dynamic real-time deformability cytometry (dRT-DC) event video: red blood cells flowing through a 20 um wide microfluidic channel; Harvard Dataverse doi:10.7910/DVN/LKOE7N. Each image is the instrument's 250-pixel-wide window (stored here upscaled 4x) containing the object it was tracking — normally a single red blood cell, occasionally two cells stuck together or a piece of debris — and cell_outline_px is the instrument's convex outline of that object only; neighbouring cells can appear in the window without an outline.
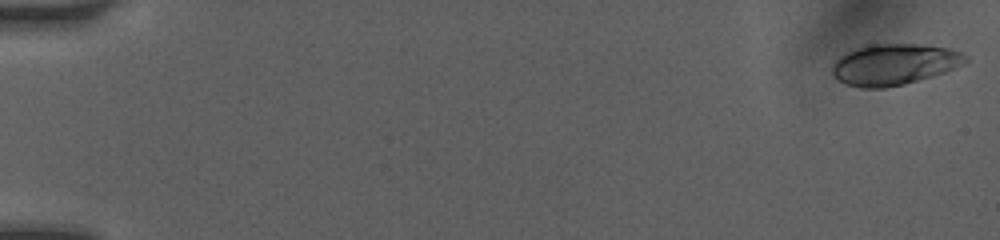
{"species": "human", "species_latin": "Homo sapiens", "temperature_condition": "room temperature", "stored_images_in_passage": 50, "camera_frame_rate_fps": 3000, "um_per_image_px": 0.085, "donor": {"sex": "female"}, "frame": {"image": 1, "passage_image": 1, "time_ms": 0.0, "image_size_px": [1000, 240], "cell_outline_px": [[968, 60], [964, 64], [944, 72], [904, 84], [884, 88], [860, 88], [844, 84], [836, 80], [832, 76], [832, 64], [840, 56], [856, 48], [872, 44], [916, 44], [948, 48], [960, 52], [968, 56]], "centroid_in_image_um": [75.96, 5.48], "position_along_channel_um": 9.0, "area_um2": 31.91}}
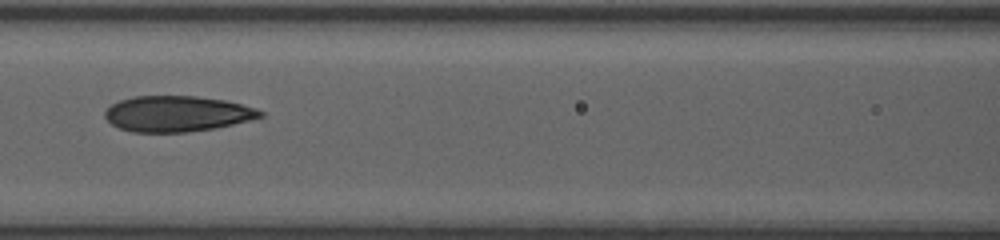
{"frame": {"image": 2, "passage_image": 24, "time_ms": 7.667, "image_size_px": [1000, 240], "cell_outline_px": [[264, 116], [232, 124], [212, 128], [184, 132], [132, 132], [120, 128], [112, 124], [104, 116], [104, 112], [112, 104], [120, 100], [132, 96], [196, 96], [224, 100], [256, 108], [264, 112]], "centroid_in_image_um": [15.02, 9.66], "position_along_channel_um": 151.6, "area_um2": 32.08}}
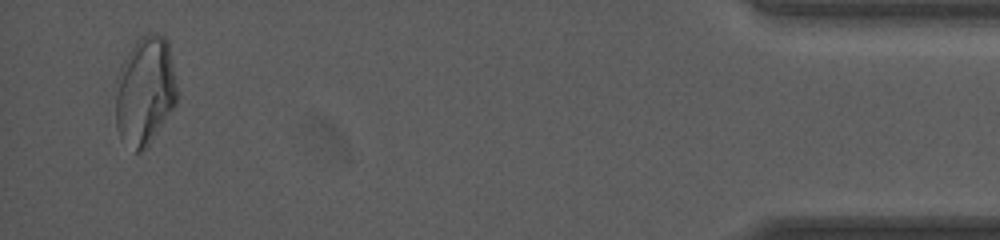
{"frame": {"image": 3, "passage_image": 49, "time_ms": 16.0, "image_size_px": [1000, 240], "cell_outline_px": [[176, 104], [144, 152], [136, 152], [120, 140], [116, 128], [112, 88], [124, 60], [128, 52], [136, 40], [140, 36], [148, 32], [152, 32], [164, 36], [168, 40], [176, 84]], "centroid_in_image_um": [12.26, 7.75], "position_along_channel_um": 422.9, "area_um2": 39.94}, "authors_computed_cell_mechanics": {"area_um2": 32.6859, "velocity_mm_per_s": 4.1186, "shape_relaxation_time_tau1_ms": 8.4361, "shape_relaxation_time_tau2_ms": 1.4384, "deformation_change_tau1": 0.2424, "deformation_change_tau2": 0.0821}}